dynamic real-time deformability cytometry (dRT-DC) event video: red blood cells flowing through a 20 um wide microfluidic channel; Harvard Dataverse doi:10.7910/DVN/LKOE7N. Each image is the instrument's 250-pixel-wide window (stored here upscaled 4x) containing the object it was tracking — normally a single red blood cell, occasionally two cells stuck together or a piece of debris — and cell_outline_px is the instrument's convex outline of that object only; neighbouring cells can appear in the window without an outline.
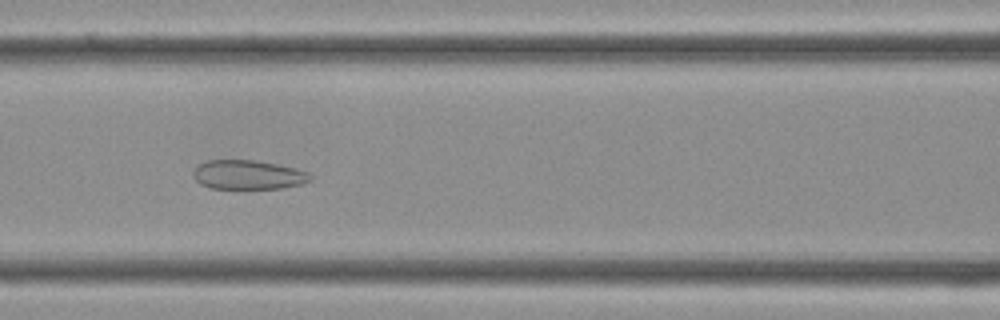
{"species": "Egyptian fruit bat (a non-hibernating species)", "species_latin": "Rousettus aegyptiacus", "temperature_condition": "cold", "stored_images_in_passage": 37, "camera_frame_rate_fps": 3000, "um_per_image_px": 0.085, "frame": {"image": 1, "passage_image": 16, "time_ms": 5.0, "image_size_px": [1000, 320], "cell_outline_px": [[312, 180], [300, 184], [280, 188], [212, 188], [200, 184], [192, 176], [192, 172], [200, 164], [208, 160], [256, 160], [276, 164], [308, 172], [312, 176]], "centroid_in_image_um": [21.07, 14.85], "position_along_channel_um": 145.5, "area_um2": 19.71}}
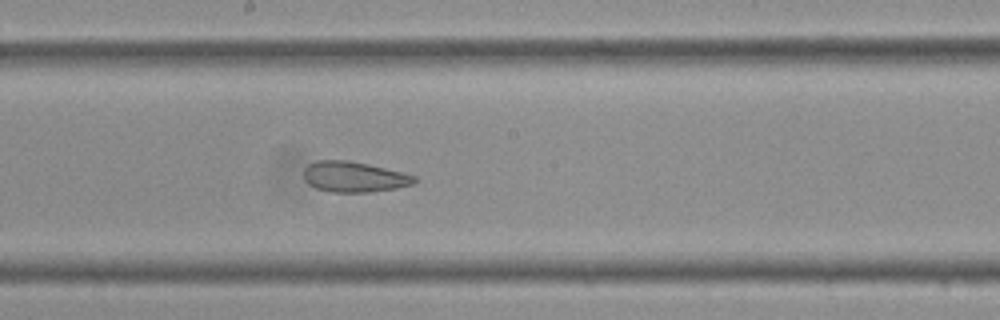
{"frame": {"image": 2, "passage_image": 20, "time_ms": 6.333, "image_size_px": [1000, 320], "cell_outline_px": [[416, 180], [412, 184], [396, 188], [368, 192], [332, 192], [316, 188], [308, 184], [304, 176], [304, 168], [308, 164], [316, 160], [348, 160], [368, 164], [416, 176]], "centroid_in_image_um": [30.05, 15.03], "position_along_channel_um": 218.1, "area_um2": 19.54}}
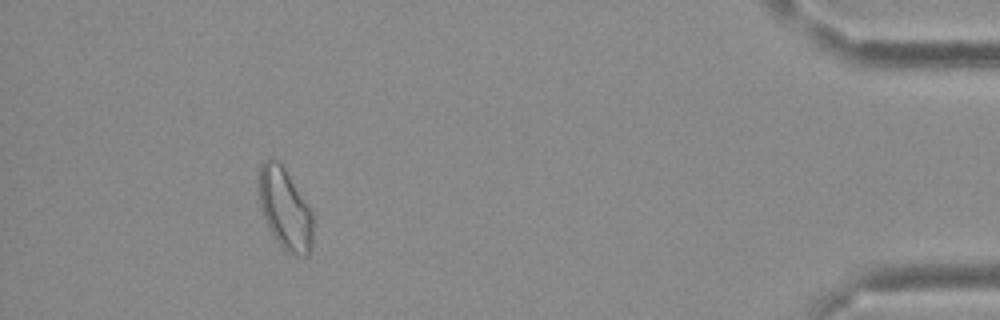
{"frame": {"image": 3, "passage_image": 34, "time_ms": 11.0, "image_size_px": [1000, 320], "cell_outline_px": [[312, 248], [308, 256], [300, 256], [288, 252], [276, 240], [260, 208], [256, 188], [256, 184], [260, 164], [268, 156], [280, 160], [312, 212]], "centroid_in_image_um": [24.18, 17.67], "position_along_channel_um": 411.0, "area_um2": 26.07}}